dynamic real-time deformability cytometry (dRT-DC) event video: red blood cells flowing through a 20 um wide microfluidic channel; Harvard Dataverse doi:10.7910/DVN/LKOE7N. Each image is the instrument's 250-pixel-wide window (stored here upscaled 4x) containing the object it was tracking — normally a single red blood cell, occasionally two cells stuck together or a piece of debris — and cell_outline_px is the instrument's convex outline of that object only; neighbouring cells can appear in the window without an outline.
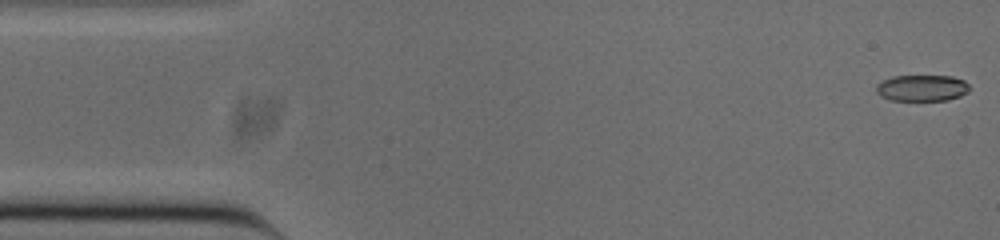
{"species": "common noctule bat (a hibernating species)", "species_latin": "Nyctalus noctula", "temperature_condition": "cold", "stored_images_in_passage": 48, "camera_frame_rate_fps": 3000, "um_per_image_px": 0.085, "animal": {"sex": "male", "body_mass_g": 20.0, "forearm_length_mm": 53.3}, "frame": {"image": 1, "passage_image": 1, "time_ms": 0.0, "image_size_px": [1000, 240], "cell_outline_px": [[968, 92], [960, 96], [948, 100], [892, 100], [880, 96], [876, 92], [876, 84], [892, 76], [952, 76], [964, 80], [968, 84]], "centroid_in_image_um": [78.36, 7.48], "position_along_channel_um": 6.6, "area_um2": 14.28}}
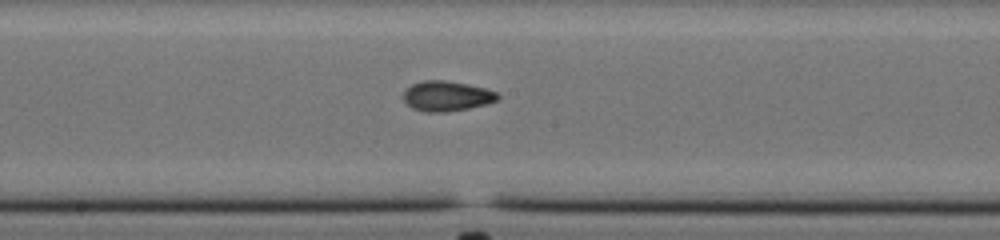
{"frame": {"image": 2, "passage_image": 26, "time_ms": 8.333, "image_size_px": [1000, 240], "cell_outline_px": [[500, 100], [488, 104], [468, 108], [444, 112], [424, 112], [412, 108], [404, 100], [404, 92], [412, 84], [424, 80], [444, 80], [468, 84], [484, 88], [496, 92], [500, 96]], "centroid_in_image_um": [38.0, 8.17], "position_along_channel_um": 210.2, "area_um2": 16.53}}
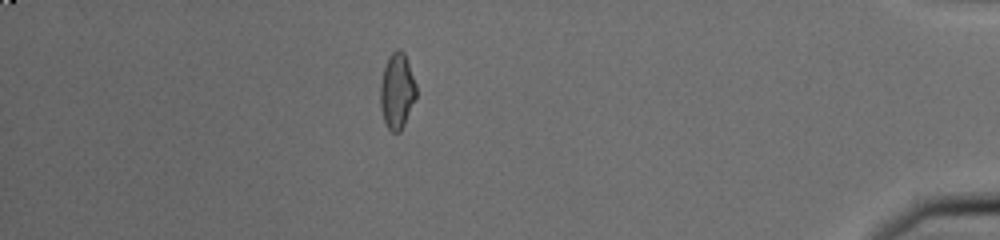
{"frame": {"image": 3, "passage_image": 45, "time_ms": 14.667, "image_size_px": [1000, 240], "cell_outline_px": [[416, 100], [400, 132], [392, 132], [388, 128], [384, 120], [380, 108], [380, 84], [384, 68], [388, 56], [396, 48], [400, 48], [404, 52], [416, 84]], "centroid_in_image_um": [33.75, 7.72], "position_along_channel_um": 401.5, "area_um2": 15.95}, "authors_computed_cell_mechanics": {"area_um2": 15.895, "velocity_mm_per_s": 3.8712, "shape_relaxation_time_tau1_ms": 4.5327, "shape_relaxation_time_tau2_ms": 3.8426, "deformation_change_tau1": 0.1472, "deformation_change_tau2": 0.0591}}